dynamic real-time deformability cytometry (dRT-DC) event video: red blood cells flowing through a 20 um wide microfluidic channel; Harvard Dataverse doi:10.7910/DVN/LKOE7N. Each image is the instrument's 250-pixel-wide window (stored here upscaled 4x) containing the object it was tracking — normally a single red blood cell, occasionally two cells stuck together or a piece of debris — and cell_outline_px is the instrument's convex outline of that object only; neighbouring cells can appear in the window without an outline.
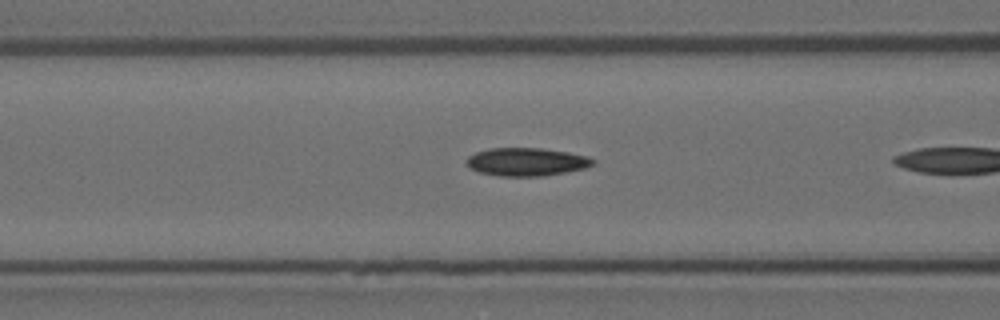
{"species": "Egyptian fruit bat (a non-hibernating species)", "species_latin": "Rousettus aegyptiacus", "temperature_condition": "room temperature", "stored_images_in_passage": 9, "camera_frame_rate_fps": 3000, "um_per_image_px": 0.085, "animal": {"sex": "female"}, "frame": {"image": 1, "passage_image": 8, "time_ms": 2.333, "image_size_px": [1000, 320], "cell_outline_px": [[596, 164], [584, 168], [544, 176], [500, 176], [480, 172], [472, 168], [464, 160], [468, 156], [476, 152], [488, 148], [540, 148], [568, 152], [588, 156], [596, 160]], "centroid_in_image_um": [44.77, 13.75], "position_along_channel_um": 121.8, "area_um2": 20.69}}